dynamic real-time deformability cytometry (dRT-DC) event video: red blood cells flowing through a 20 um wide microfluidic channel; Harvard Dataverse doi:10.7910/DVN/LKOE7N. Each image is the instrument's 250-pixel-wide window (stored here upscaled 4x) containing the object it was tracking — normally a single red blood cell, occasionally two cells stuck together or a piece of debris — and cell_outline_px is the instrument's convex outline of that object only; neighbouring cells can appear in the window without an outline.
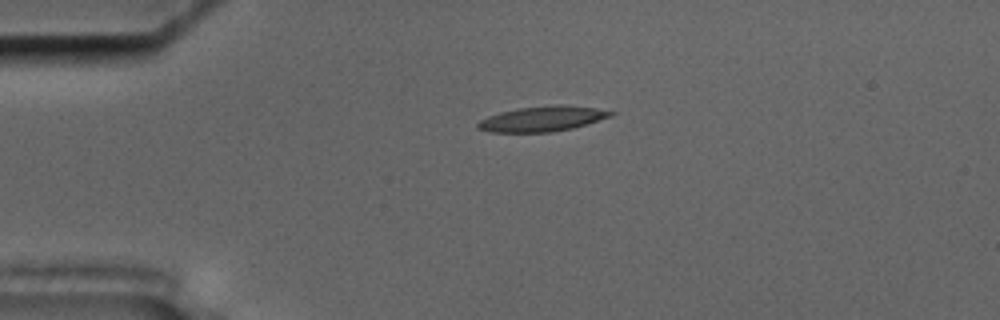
{"species": "common noctule bat (a hibernating species)", "species_latin": "Nyctalus noctula", "temperature_condition": "cold", "stored_images_in_passage": 45, "camera_frame_rate_fps": 3000, "um_per_image_px": 0.085, "animal": {"sex": "male", "body_mass_g": 17.5, "forearm_length_mm": 52.3}, "frame": {"image": 1, "passage_image": 2, "time_ms": 0.333, "image_size_px": [1000, 320], "cell_outline_px": [[616, 112], [612, 116], [588, 124], [572, 128], [548, 132], [492, 132], [476, 128], [476, 124], [480, 120], [488, 116], [500, 112], [516, 108], [560, 104], [564, 104], [596, 108]], "centroid_in_image_um": [46.11, 10.09], "position_along_channel_um": 38.9, "area_um2": 19.59}}
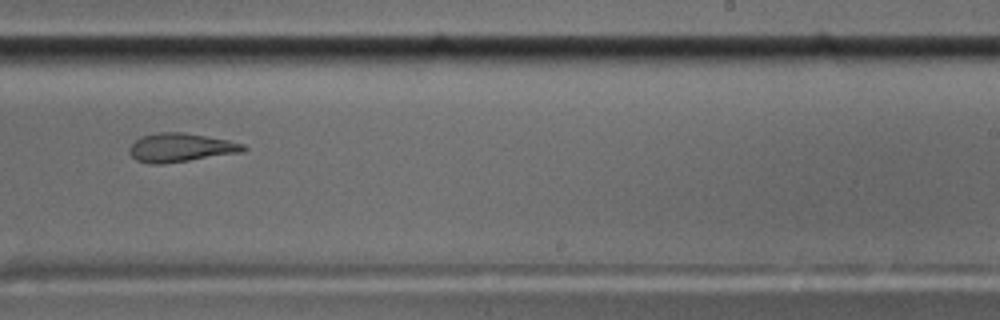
{"frame": {"image": 2, "passage_image": 24, "time_ms": 7.667, "image_size_px": [1000, 320], "cell_outline_px": [[248, 148], [240, 152], [188, 160], [160, 164], [148, 164], [136, 160], [128, 152], [128, 148], [140, 136], [156, 132], [184, 132], [228, 140], [244, 144]], "centroid_in_image_um": [15.3, 12.53], "position_along_channel_um": 273.7, "area_um2": 18.96}}
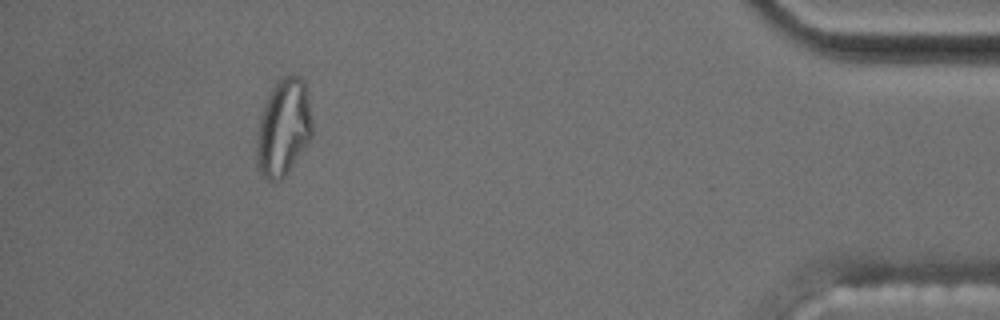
{"frame": {"image": 3, "passage_image": 40, "time_ms": 13.0, "image_size_px": [1000, 320], "cell_outline_px": [[312, 136], [284, 176], [280, 180], [268, 180], [260, 172], [256, 164], [256, 140], [260, 116], [264, 104], [272, 88], [280, 76], [292, 72], [296, 72], [304, 80], [312, 116]], "centroid_in_image_um": [24.09, 10.77], "position_along_channel_um": 411.1, "area_um2": 31.62}, "authors_computed_cell_mechanics": {"area_um2": 19.5942, "velocity_mm_per_s": 3.6339, "shape_relaxation_time_tau1_ms": null, "shape_relaxation_time_tau2_ms": 5.3765, "deformation_change_tau1": null, "deformation_change_tau2": 0.1481}}